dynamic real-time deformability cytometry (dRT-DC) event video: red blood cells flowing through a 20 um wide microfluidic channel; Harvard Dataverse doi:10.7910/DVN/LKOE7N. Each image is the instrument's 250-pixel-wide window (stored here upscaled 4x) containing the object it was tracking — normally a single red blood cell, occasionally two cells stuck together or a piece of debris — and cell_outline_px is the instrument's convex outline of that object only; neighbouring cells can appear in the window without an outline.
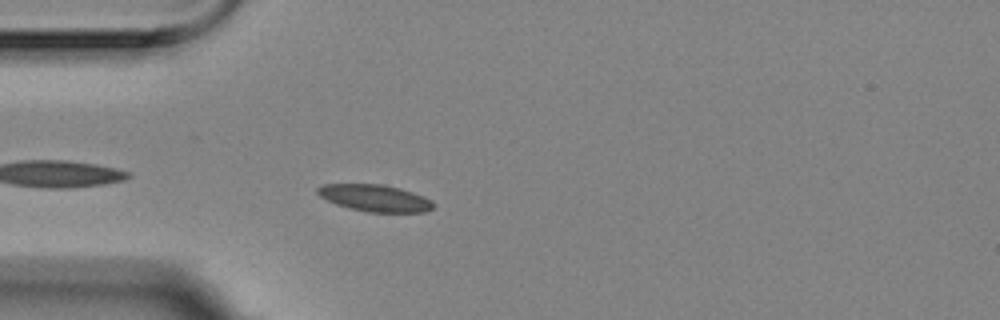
{"species": "Egyptian fruit bat (a non-hibernating species)", "species_latin": "Rousettus aegyptiacus", "temperature_condition": "room temperature", "stored_images_in_passage": 44, "camera_frame_rate_fps": 3000, "um_per_image_px": 0.085, "animal": {"sex": "female"}, "frame": {"image": 1, "passage_image": 3, "time_ms": 0.667, "image_size_px": [1000, 320], "cell_outline_px": [[432, 208], [424, 212], [368, 212], [348, 208], [336, 204], [320, 196], [316, 192], [316, 188], [324, 184], [380, 184], [400, 188], [412, 192], [432, 200]], "centroid_in_image_um": [31.83, 16.83], "position_along_channel_um": 53.2, "area_um2": 17.98}}
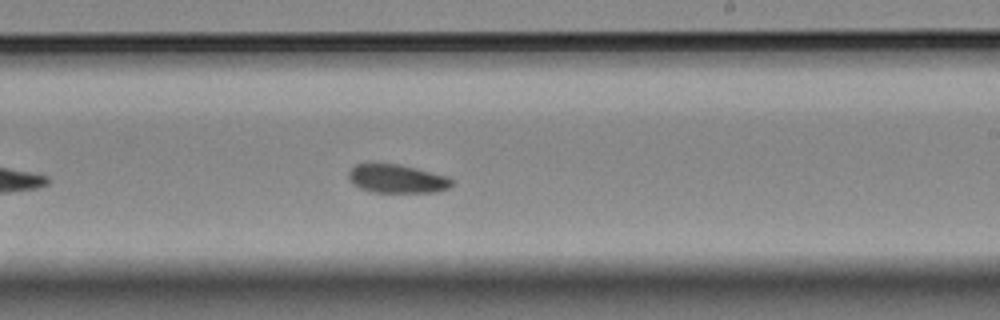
{"frame": {"image": 2, "passage_image": 21, "time_ms": 6.667, "image_size_px": [1000, 320], "cell_outline_px": [[452, 184], [448, 188], [436, 192], [372, 192], [360, 188], [352, 184], [348, 176], [348, 172], [356, 164], [396, 164], [416, 168], [448, 176], [452, 180]], "centroid_in_image_um": [33.74, 15.2], "position_along_channel_um": 255.3, "area_um2": 17.05}}
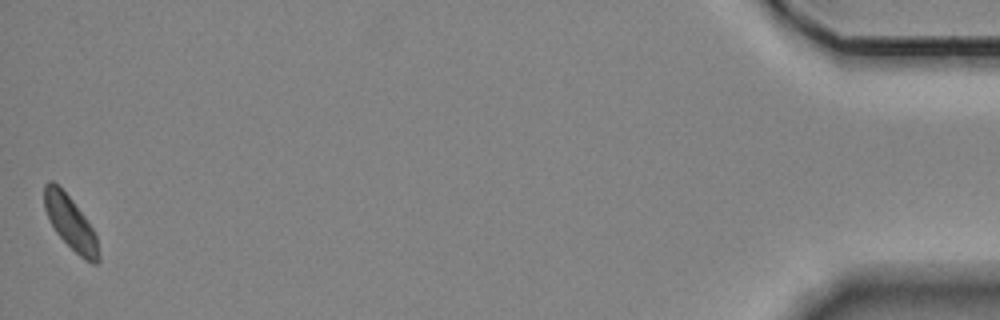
{"frame": {"image": 3, "passage_image": 44, "time_ms": 14.333, "image_size_px": [1000, 320], "cell_outline_px": [[100, 260], [96, 264], [92, 264], [84, 260], [56, 232], [44, 208], [44, 184], [48, 180], [52, 180], [72, 200], [84, 216], [92, 228], [96, 236], [100, 256]], "centroid_in_image_um": [6.0, 18.96], "position_along_channel_um": 429.2, "area_um2": 16.59}, "authors_computed_cell_mechanics": {"area_um2": 17.5423, "velocity_mm_per_s": 3.4743, "shape_relaxation_time_tau1_ms": 3.8537, "shape_relaxation_time_tau2_ms": 2.008, "deformation_change_tau1": 0.0892, "deformation_change_tau2": 0.0569}}